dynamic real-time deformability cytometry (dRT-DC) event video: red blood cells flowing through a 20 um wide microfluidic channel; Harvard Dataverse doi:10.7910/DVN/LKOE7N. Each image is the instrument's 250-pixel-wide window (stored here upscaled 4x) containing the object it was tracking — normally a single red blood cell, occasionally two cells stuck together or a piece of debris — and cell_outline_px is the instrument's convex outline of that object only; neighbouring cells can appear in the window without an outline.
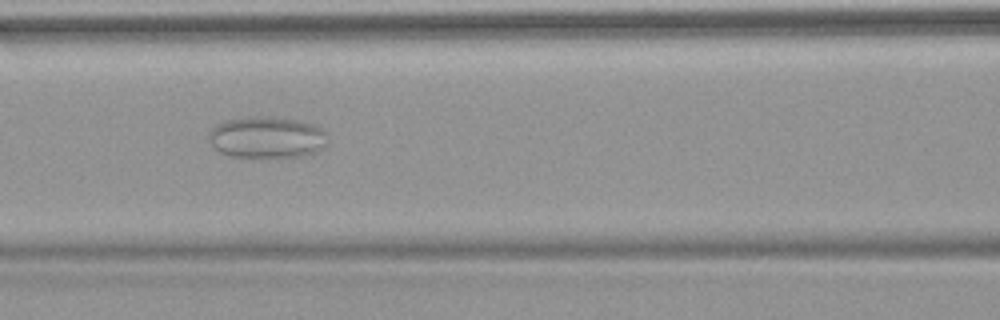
{"species": "common noctule bat (a hibernating species)", "species_latin": "Nyctalus noctula", "temperature_condition": "warm", "stored_images_in_passage": 6, "camera_frame_rate_fps": 3000, "um_per_image_px": 0.085, "animal": {"sex": "female", "body_mass_g": 18.4}, "frame": {"image": 1, "passage_image": 3, "time_ms": 2.333, "image_size_px": [1000, 320], "cell_outline_px": [[324, 144], [316, 152], [300, 156], [232, 156], [220, 152], [208, 140], [208, 136], [212, 128], [216, 124], [224, 120], [248, 116], [268, 116], [300, 120], [312, 124], [320, 128], [324, 132]], "centroid_in_image_um": [22.62, 11.64], "position_along_channel_um": 144.0, "area_um2": 28.38}}